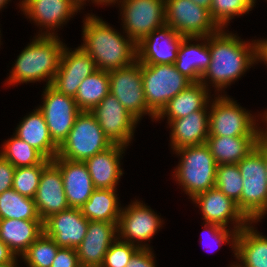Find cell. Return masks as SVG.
Segmentation results:
<instances>
[{"label":"cell","mask_w":267,"mask_h":267,"mask_svg":"<svg viewBox=\"0 0 267 267\" xmlns=\"http://www.w3.org/2000/svg\"><path fill=\"white\" fill-rule=\"evenodd\" d=\"M118 7L123 32L136 44L165 25V0H121Z\"/></svg>","instance_id":"cell-10"},{"label":"cell","mask_w":267,"mask_h":267,"mask_svg":"<svg viewBox=\"0 0 267 267\" xmlns=\"http://www.w3.org/2000/svg\"><path fill=\"white\" fill-rule=\"evenodd\" d=\"M51 267H81L76 249L60 247Z\"/></svg>","instance_id":"cell-41"},{"label":"cell","mask_w":267,"mask_h":267,"mask_svg":"<svg viewBox=\"0 0 267 267\" xmlns=\"http://www.w3.org/2000/svg\"><path fill=\"white\" fill-rule=\"evenodd\" d=\"M194 3H196L197 5H200L206 9H208L210 11V7H211V1L212 0H191Z\"/></svg>","instance_id":"cell-48"},{"label":"cell","mask_w":267,"mask_h":267,"mask_svg":"<svg viewBox=\"0 0 267 267\" xmlns=\"http://www.w3.org/2000/svg\"><path fill=\"white\" fill-rule=\"evenodd\" d=\"M41 220L34 199L13 188L0 194V219Z\"/></svg>","instance_id":"cell-33"},{"label":"cell","mask_w":267,"mask_h":267,"mask_svg":"<svg viewBox=\"0 0 267 267\" xmlns=\"http://www.w3.org/2000/svg\"><path fill=\"white\" fill-rule=\"evenodd\" d=\"M164 223V219L143 201L131 200L130 204L122 206L118 222V238L140 249H152L148 242H151L155 234L162 229Z\"/></svg>","instance_id":"cell-9"},{"label":"cell","mask_w":267,"mask_h":267,"mask_svg":"<svg viewBox=\"0 0 267 267\" xmlns=\"http://www.w3.org/2000/svg\"><path fill=\"white\" fill-rule=\"evenodd\" d=\"M19 259H21V257H16L13 261H11V262H9V263L0 264V267H20V266L18 265V263H19V261H21V260H19Z\"/></svg>","instance_id":"cell-49"},{"label":"cell","mask_w":267,"mask_h":267,"mask_svg":"<svg viewBox=\"0 0 267 267\" xmlns=\"http://www.w3.org/2000/svg\"><path fill=\"white\" fill-rule=\"evenodd\" d=\"M226 30L220 28L215 34L209 35L211 62L200 79L209 90L211 86L214 87L215 95H224L225 88L257 65L255 40L246 41Z\"/></svg>","instance_id":"cell-1"},{"label":"cell","mask_w":267,"mask_h":267,"mask_svg":"<svg viewBox=\"0 0 267 267\" xmlns=\"http://www.w3.org/2000/svg\"><path fill=\"white\" fill-rule=\"evenodd\" d=\"M111 145L95 117L90 112L81 111L56 157L84 162Z\"/></svg>","instance_id":"cell-8"},{"label":"cell","mask_w":267,"mask_h":267,"mask_svg":"<svg viewBox=\"0 0 267 267\" xmlns=\"http://www.w3.org/2000/svg\"><path fill=\"white\" fill-rule=\"evenodd\" d=\"M156 258L153 248L139 249L131 258L126 267H156Z\"/></svg>","instance_id":"cell-42"},{"label":"cell","mask_w":267,"mask_h":267,"mask_svg":"<svg viewBox=\"0 0 267 267\" xmlns=\"http://www.w3.org/2000/svg\"><path fill=\"white\" fill-rule=\"evenodd\" d=\"M251 112L227 93L214 95L209 101V136H261L264 128L257 122L262 115Z\"/></svg>","instance_id":"cell-5"},{"label":"cell","mask_w":267,"mask_h":267,"mask_svg":"<svg viewBox=\"0 0 267 267\" xmlns=\"http://www.w3.org/2000/svg\"><path fill=\"white\" fill-rule=\"evenodd\" d=\"M184 38L167 25L155 29L136 44L137 61L141 64H174Z\"/></svg>","instance_id":"cell-18"},{"label":"cell","mask_w":267,"mask_h":267,"mask_svg":"<svg viewBox=\"0 0 267 267\" xmlns=\"http://www.w3.org/2000/svg\"><path fill=\"white\" fill-rule=\"evenodd\" d=\"M43 90L42 105L37 108L44 115L53 142L60 147L81 110L73 97L58 92L51 85L45 86Z\"/></svg>","instance_id":"cell-13"},{"label":"cell","mask_w":267,"mask_h":267,"mask_svg":"<svg viewBox=\"0 0 267 267\" xmlns=\"http://www.w3.org/2000/svg\"><path fill=\"white\" fill-rule=\"evenodd\" d=\"M66 44L59 35H36L17 56L8 78L7 85L46 82L51 85L59 69L60 59Z\"/></svg>","instance_id":"cell-3"},{"label":"cell","mask_w":267,"mask_h":267,"mask_svg":"<svg viewBox=\"0 0 267 267\" xmlns=\"http://www.w3.org/2000/svg\"><path fill=\"white\" fill-rule=\"evenodd\" d=\"M147 107L157 116L167 103L193 82L174 64H141Z\"/></svg>","instance_id":"cell-7"},{"label":"cell","mask_w":267,"mask_h":267,"mask_svg":"<svg viewBox=\"0 0 267 267\" xmlns=\"http://www.w3.org/2000/svg\"><path fill=\"white\" fill-rule=\"evenodd\" d=\"M243 178L237 164L217 165L215 187L237 202L242 194Z\"/></svg>","instance_id":"cell-38"},{"label":"cell","mask_w":267,"mask_h":267,"mask_svg":"<svg viewBox=\"0 0 267 267\" xmlns=\"http://www.w3.org/2000/svg\"><path fill=\"white\" fill-rule=\"evenodd\" d=\"M42 233V220L0 219V240L16 257H21Z\"/></svg>","instance_id":"cell-29"},{"label":"cell","mask_w":267,"mask_h":267,"mask_svg":"<svg viewBox=\"0 0 267 267\" xmlns=\"http://www.w3.org/2000/svg\"><path fill=\"white\" fill-rule=\"evenodd\" d=\"M255 42L257 63H264L267 66V38L255 39Z\"/></svg>","instance_id":"cell-44"},{"label":"cell","mask_w":267,"mask_h":267,"mask_svg":"<svg viewBox=\"0 0 267 267\" xmlns=\"http://www.w3.org/2000/svg\"><path fill=\"white\" fill-rule=\"evenodd\" d=\"M116 190L95 189L80 207L82 215L89 221L118 223L122 206Z\"/></svg>","instance_id":"cell-31"},{"label":"cell","mask_w":267,"mask_h":267,"mask_svg":"<svg viewBox=\"0 0 267 267\" xmlns=\"http://www.w3.org/2000/svg\"><path fill=\"white\" fill-rule=\"evenodd\" d=\"M254 223L258 221H250L237 232L234 258L245 267H267V236L262 235Z\"/></svg>","instance_id":"cell-27"},{"label":"cell","mask_w":267,"mask_h":267,"mask_svg":"<svg viewBox=\"0 0 267 267\" xmlns=\"http://www.w3.org/2000/svg\"><path fill=\"white\" fill-rule=\"evenodd\" d=\"M203 224H204V227H203L204 230H202V234L200 235L201 244L202 242H204L202 244L203 247L204 246L206 247L208 245L209 246L208 248L210 250L212 249L211 252L212 251L214 252L216 251V249L221 248L222 245L227 243V245L229 244V247L231 246L230 248H232V252L235 253V238H236L237 232L234 229L222 227L215 223H204L203 222ZM206 241H208L209 243Z\"/></svg>","instance_id":"cell-39"},{"label":"cell","mask_w":267,"mask_h":267,"mask_svg":"<svg viewBox=\"0 0 267 267\" xmlns=\"http://www.w3.org/2000/svg\"><path fill=\"white\" fill-rule=\"evenodd\" d=\"M18 4L26 18L39 27L37 35H58L55 30L63 28L64 24L80 12V8L72 0H20Z\"/></svg>","instance_id":"cell-15"},{"label":"cell","mask_w":267,"mask_h":267,"mask_svg":"<svg viewBox=\"0 0 267 267\" xmlns=\"http://www.w3.org/2000/svg\"><path fill=\"white\" fill-rule=\"evenodd\" d=\"M11 0H0V11L6 7V5L10 2Z\"/></svg>","instance_id":"cell-52"},{"label":"cell","mask_w":267,"mask_h":267,"mask_svg":"<svg viewBox=\"0 0 267 267\" xmlns=\"http://www.w3.org/2000/svg\"><path fill=\"white\" fill-rule=\"evenodd\" d=\"M15 167L0 155V194L13 186Z\"/></svg>","instance_id":"cell-43"},{"label":"cell","mask_w":267,"mask_h":267,"mask_svg":"<svg viewBox=\"0 0 267 267\" xmlns=\"http://www.w3.org/2000/svg\"><path fill=\"white\" fill-rule=\"evenodd\" d=\"M88 223L80 208L69 207L46 218L43 232L59 247L76 249L87 233Z\"/></svg>","instance_id":"cell-19"},{"label":"cell","mask_w":267,"mask_h":267,"mask_svg":"<svg viewBox=\"0 0 267 267\" xmlns=\"http://www.w3.org/2000/svg\"><path fill=\"white\" fill-rule=\"evenodd\" d=\"M90 113L95 117L105 136L112 144L128 147L140 123L109 93Z\"/></svg>","instance_id":"cell-14"},{"label":"cell","mask_w":267,"mask_h":267,"mask_svg":"<svg viewBox=\"0 0 267 267\" xmlns=\"http://www.w3.org/2000/svg\"><path fill=\"white\" fill-rule=\"evenodd\" d=\"M52 162L60 169L69 207L80 208L96 189L84 162L56 157Z\"/></svg>","instance_id":"cell-23"},{"label":"cell","mask_w":267,"mask_h":267,"mask_svg":"<svg viewBox=\"0 0 267 267\" xmlns=\"http://www.w3.org/2000/svg\"><path fill=\"white\" fill-rule=\"evenodd\" d=\"M50 162L45 158L40 164L15 168L12 188L21 195L34 199L42 171Z\"/></svg>","instance_id":"cell-37"},{"label":"cell","mask_w":267,"mask_h":267,"mask_svg":"<svg viewBox=\"0 0 267 267\" xmlns=\"http://www.w3.org/2000/svg\"><path fill=\"white\" fill-rule=\"evenodd\" d=\"M260 136H208L206 144L218 165L237 164L257 146Z\"/></svg>","instance_id":"cell-30"},{"label":"cell","mask_w":267,"mask_h":267,"mask_svg":"<svg viewBox=\"0 0 267 267\" xmlns=\"http://www.w3.org/2000/svg\"><path fill=\"white\" fill-rule=\"evenodd\" d=\"M16 258L15 254L9 247L0 240V264H5L13 261Z\"/></svg>","instance_id":"cell-45"},{"label":"cell","mask_w":267,"mask_h":267,"mask_svg":"<svg viewBox=\"0 0 267 267\" xmlns=\"http://www.w3.org/2000/svg\"><path fill=\"white\" fill-rule=\"evenodd\" d=\"M265 156L266 172H267V134L263 132L256 146Z\"/></svg>","instance_id":"cell-46"},{"label":"cell","mask_w":267,"mask_h":267,"mask_svg":"<svg viewBox=\"0 0 267 267\" xmlns=\"http://www.w3.org/2000/svg\"><path fill=\"white\" fill-rule=\"evenodd\" d=\"M191 201L196 204L195 207L199 206L205 223H215L226 228L231 226L238 232L250 222L237 203L216 187L197 194Z\"/></svg>","instance_id":"cell-16"},{"label":"cell","mask_w":267,"mask_h":267,"mask_svg":"<svg viewBox=\"0 0 267 267\" xmlns=\"http://www.w3.org/2000/svg\"><path fill=\"white\" fill-rule=\"evenodd\" d=\"M261 115H262V117H261L262 121L261 122L263 123V126H264L263 127L264 128V132L267 134V112H264V113L262 112Z\"/></svg>","instance_id":"cell-51"},{"label":"cell","mask_w":267,"mask_h":267,"mask_svg":"<svg viewBox=\"0 0 267 267\" xmlns=\"http://www.w3.org/2000/svg\"><path fill=\"white\" fill-rule=\"evenodd\" d=\"M73 49H69L66 44L51 86L58 92L75 98L82 81L98 69L92 57L80 46Z\"/></svg>","instance_id":"cell-17"},{"label":"cell","mask_w":267,"mask_h":267,"mask_svg":"<svg viewBox=\"0 0 267 267\" xmlns=\"http://www.w3.org/2000/svg\"><path fill=\"white\" fill-rule=\"evenodd\" d=\"M170 147L180 148L205 144L209 136V103L200 111L170 120Z\"/></svg>","instance_id":"cell-22"},{"label":"cell","mask_w":267,"mask_h":267,"mask_svg":"<svg viewBox=\"0 0 267 267\" xmlns=\"http://www.w3.org/2000/svg\"><path fill=\"white\" fill-rule=\"evenodd\" d=\"M33 110L22 118L14 134L52 161L56 158L59 147L50 136L43 113L38 108Z\"/></svg>","instance_id":"cell-26"},{"label":"cell","mask_w":267,"mask_h":267,"mask_svg":"<svg viewBox=\"0 0 267 267\" xmlns=\"http://www.w3.org/2000/svg\"><path fill=\"white\" fill-rule=\"evenodd\" d=\"M110 93L134 116L139 122L144 115L151 117L154 122L156 115L147 107L143 89L141 63L135 61L132 65L110 71Z\"/></svg>","instance_id":"cell-11"},{"label":"cell","mask_w":267,"mask_h":267,"mask_svg":"<svg viewBox=\"0 0 267 267\" xmlns=\"http://www.w3.org/2000/svg\"><path fill=\"white\" fill-rule=\"evenodd\" d=\"M165 25L184 37H207L220 29L208 9L191 0H165Z\"/></svg>","instance_id":"cell-12"},{"label":"cell","mask_w":267,"mask_h":267,"mask_svg":"<svg viewBox=\"0 0 267 267\" xmlns=\"http://www.w3.org/2000/svg\"><path fill=\"white\" fill-rule=\"evenodd\" d=\"M210 62L209 36L185 37L174 65L182 75L192 82H200L201 76L207 70Z\"/></svg>","instance_id":"cell-25"},{"label":"cell","mask_w":267,"mask_h":267,"mask_svg":"<svg viewBox=\"0 0 267 267\" xmlns=\"http://www.w3.org/2000/svg\"><path fill=\"white\" fill-rule=\"evenodd\" d=\"M118 238V223L89 221L87 233L76 248L81 267H101L104 257Z\"/></svg>","instance_id":"cell-20"},{"label":"cell","mask_w":267,"mask_h":267,"mask_svg":"<svg viewBox=\"0 0 267 267\" xmlns=\"http://www.w3.org/2000/svg\"><path fill=\"white\" fill-rule=\"evenodd\" d=\"M201 82H193L174 98L156 116V121L167 118V121L183 118L195 111L202 110L214 94Z\"/></svg>","instance_id":"cell-28"},{"label":"cell","mask_w":267,"mask_h":267,"mask_svg":"<svg viewBox=\"0 0 267 267\" xmlns=\"http://www.w3.org/2000/svg\"><path fill=\"white\" fill-rule=\"evenodd\" d=\"M0 155L15 168L40 164L45 157L25 141L13 135L2 144Z\"/></svg>","instance_id":"cell-34"},{"label":"cell","mask_w":267,"mask_h":267,"mask_svg":"<svg viewBox=\"0 0 267 267\" xmlns=\"http://www.w3.org/2000/svg\"><path fill=\"white\" fill-rule=\"evenodd\" d=\"M255 5L253 0H212L209 13L219 28H228L233 18L249 14Z\"/></svg>","instance_id":"cell-36"},{"label":"cell","mask_w":267,"mask_h":267,"mask_svg":"<svg viewBox=\"0 0 267 267\" xmlns=\"http://www.w3.org/2000/svg\"><path fill=\"white\" fill-rule=\"evenodd\" d=\"M121 0H92L93 4H96L97 6L99 5H105V6H110V5H116L119 4Z\"/></svg>","instance_id":"cell-47"},{"label":"cell","mask_w":267,"mask_h":267,"mask_svg":"<svg viewBox=\"0 0 267 267\" xmlns=\"http://www.w3.org/2000/svg\"><path fill=\"white\" fill-rule=\"evenodd\" d=\"M127 148L123 145L112 144L109 148L84 161L96 189H117L124 173L121 160Z\"/></svg>","instance_id":"cell-24"},{"label":"cell","mask_w":267,"mask_h":267,"mask_svg":"<svg viewBox=\"0 0 267 267\" xmlns=\"http://www.w3.org/2000/svg\"><path fill=\"white\" fill-rule=\"evenodd\" d=\"M243 178L238 208L250 221L261 222L267 214V172L264 154L256 147L237 163Z\"/></svg>","instance_id":"cell-6"},{"label":"cell","mask_w":267,"mask_h":267,"mask_svg":"<svg viewBox=\"0 0 267 267\" xmlns=\"http://www.w3.org/2000/svg\"><path fill=\"white\" fill-rule=\"evenodd\" d=\"M229 267H245L240 261H236L234 263H231Z\"/></svg>","instance_id":"cell-53"},{"label":"cell","mask_w":267,"mask_h":267,"mask_svg":"<svg viewBox=\"0 0 267 267\" xmlns=\"http://www.w3.org/2000/svg\"><path fill=\"white\" fill-rule=\"evenodd\" d=\"M34 201L42 221L69 208L61 171L52 161L42 171Z\"/></svg>","instance_id":"cell-21"},{"label":"cell","mask_w":267,"mask_h":267,"mask_svg":"<svg viewBox=\"0 0 267 267\" xmlns=\"http://www.w3.org/2000/svg\"><path fill=\"white\" fill-rule=\"evenodd\" d=\"M82 30L83 43L80 47L92 57L97 69L110 72L137 61L136 43L99 16L87 13Z\"/></svg>","instance_id":"cell-2"},{"label":"cell","mask_w":267,"mask_h":267,"mask_svg":"<svg viewBox=\"0 0 267 267\" xmlns=\"http://www.w3.org/2000/svg\"><path fill=\"white\" fill-rule=\"evenodd\" d=\"M180 157L172 177L188 198L215 187L217 163L205 144L189 146L173 151Z\"/></svg>","instance_id":"cell-4"},{"label":"cell","mask_w":267,"mask_h":267,"mask_svg":"<svg viewBox=\"0 0 267 267\" xmlns=\"http://www.w3.org/2000/svg\"><path fill=\"white\" fill-rule=\"evenodd\" d=\"M60 247L44 232L28 247L21 256L26 267H51Z\"/></svg>","instance_id":"cell-35"},{"label":"cell","mask_w":267,"mask_h":267,"mask_svg":"<svg viewBox=\"0 0 267 267\" xmlns=\"http://www.w3.org/2000/svg\"><path fill=\"white\" fill-rule=\"evenodd\" d=\"M109 93V73L98 69L82 81L74 99L81 111L90 112Z\"/></svg>","instance_id":"cell-32"},{"label":"cell","mask_w":267,"mask_h":267,"mask_svg":"<svg viewBox=\"0 0 267 267\" xmlns=\"http://www.w3.org/2000/svg\"><path fill=\"white\" fill-rule=\"evenodd\" d=\"M140 248L117 238L108 249L101 267H126Z\"/></svg>","instance_id":"cell-40"},{"label":"cell","mask_w":267,"mask_h":267,"mask_svg":"<svg viewBox=\"0 0 267 267\" xmlns=\"http://www.w3.org/2000/svg\"><path fill=\"white\" fill-rule=\"evenodd\" d=\"M72 1L77 5V7L80 8V10L86 5V1L90 2V0H72ZM91 3H92V0H91Z\"/></svg>","instance_id":"cell-50"}]
</instances>
